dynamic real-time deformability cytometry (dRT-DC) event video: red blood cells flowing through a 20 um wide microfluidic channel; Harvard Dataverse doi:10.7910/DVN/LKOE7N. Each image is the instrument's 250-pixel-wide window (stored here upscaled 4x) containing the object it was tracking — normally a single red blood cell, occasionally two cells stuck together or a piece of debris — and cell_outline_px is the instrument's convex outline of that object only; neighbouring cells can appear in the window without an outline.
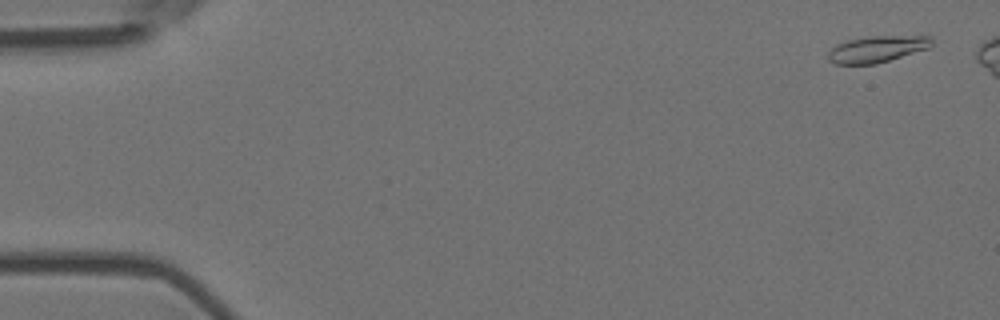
{"species": "Egyptian fruit bat (a non-hibernating species)", "species_latin": "Rousettus aegyptiacus", "temperature_condition": "room temperature", "stored_images_in_passage": 6, "camera_frame_rate_fps": 3000, "um_per_image_px": 0.085, "animal": {"sex": "female"}, "frame": {"image": 1, "passage_image": 1, "time_ms": 0.0, "image_size_px": [1000, 320], "cell_outline_px": [[932, 44], [928, 48], [876, 64], [836, 64], [828, 60], [828, 52], [836, 44], [848, 40], [872, 36], [928, 36], [932, 40]], "centroid_in_image_um": [74.51, 4.18], "position_along_channel_um": 10.5, "area_um2": 15.78}}